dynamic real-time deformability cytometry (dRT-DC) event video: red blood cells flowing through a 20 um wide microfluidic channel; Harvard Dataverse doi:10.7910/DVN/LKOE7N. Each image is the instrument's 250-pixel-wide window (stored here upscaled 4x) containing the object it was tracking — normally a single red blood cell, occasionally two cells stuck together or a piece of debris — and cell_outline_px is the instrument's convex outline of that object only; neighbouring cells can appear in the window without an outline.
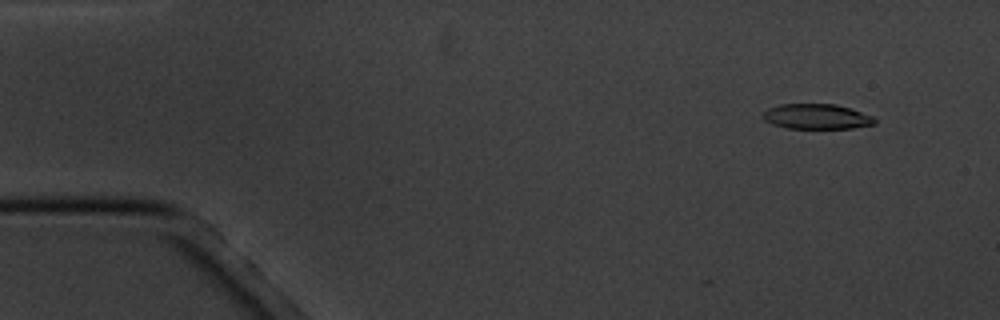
{"species": "common noctule bat (a hibernating species)", "species_latin": "Nyctalus noctula", "temperature_condition": "cold", "stored_images_in_passage": 7, "camera_frame_rate_fps": 3000, "um_per_image_px": 0.085, "animal": {"sex": "male", "body_mass_g": 20.1, "forearm_length_mm": 53.5}, "frame": {"image": 1, "passage_image": 2, "time_ms": 1.0, "image_size_px": [1000, 320], "cell_outline_px": [[876, 124], [852, 128], [788, 128], [772, 124], [764, 120], [764, 112], [768, 108], [780, 104], [836, 104], [872, 116], [876, 120]], "centroid_in_image_um": [69.41, 9.91], "position_along_channel_um": 15.6, "area_um2": 16.18}}
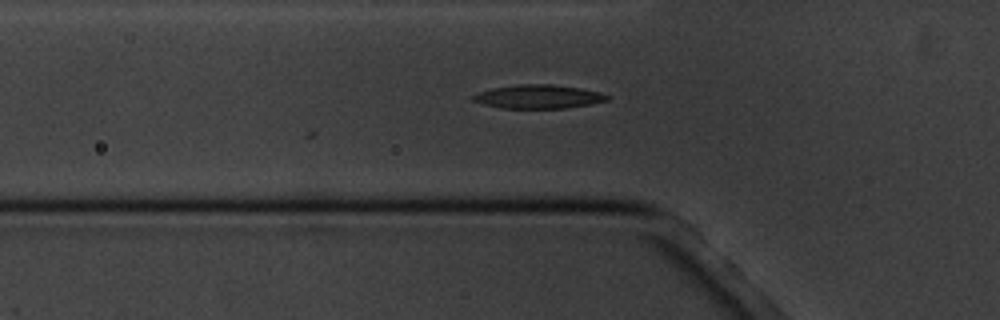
{"frame": {"image": 2, "passage_image": 6, "time_ms": 5.667, "image_size_px": [1000, 320], "cell_outline_px": [[608, 100], [568, 108], [500, 108], [484, 104], [472, 100], [472, 96], [480, 92], [492, 88], [520, 84], [552, 84], [580, 88], [600, 92], [608, 96]], "centroid_in_image_um": [45.75, 8.21], "position_along_channel_um": 80.0, "area_um2": 18.32}}
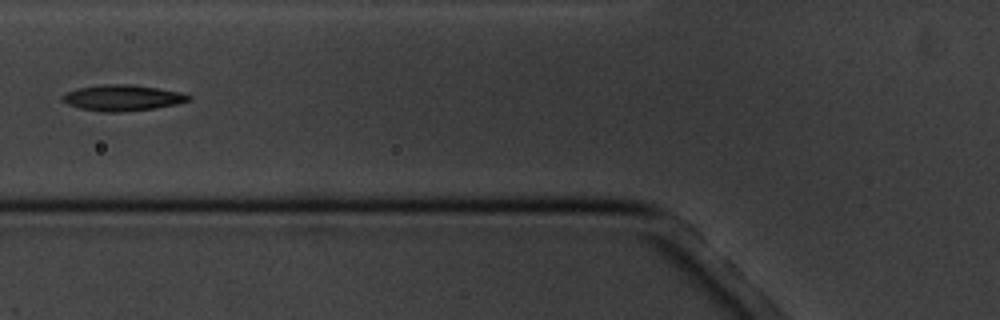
{"frame": {"image": 3, "passage_image": 7, "time_ms": 6.667, "image_size_px": [1000, 320], "cell_outline_px": [[192, 100], [176, 104], [156, 108], [124, 112], [100, 112], [80, 108], [68, 104], [60, 100], [60, 96], [68, 92], [80, 88], [104, 84], [128, 84], [156, 88], [180, 92], [192, 96]], "centroid_in_image_um": [10.41, 8.33], "position_along_channel_um": 115.4, "area_um2": 19.07}}